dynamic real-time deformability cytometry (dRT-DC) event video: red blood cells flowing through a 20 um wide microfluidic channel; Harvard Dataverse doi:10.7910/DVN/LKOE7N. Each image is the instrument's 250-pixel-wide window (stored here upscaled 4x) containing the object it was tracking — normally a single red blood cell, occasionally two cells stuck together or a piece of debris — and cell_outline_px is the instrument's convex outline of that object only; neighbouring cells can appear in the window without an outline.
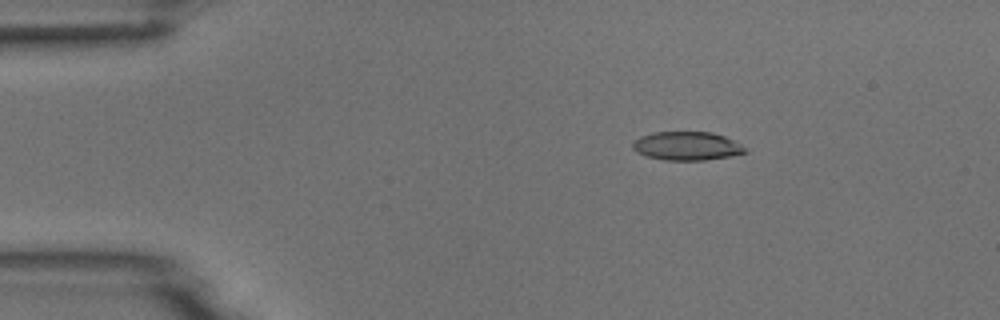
{"species": "common noctule bat (a hibernating species)", "species_latin": "Nyctalus noctula", "temperature_condition": "room temperature", "stored_images_in_passage": 5, "camera_frame_rate_fps": 3000, "um_per_image_px": 0.085, "animal": {"sex": "male", "body_mass_g": 18.8}, "frame": {"image": 1, "passage_image": 3, "time_ms": 2.333, "image_size_px": [1000, 320], "cell_outline_px": [[748, 152], [732, 156], [704, 160], [664, 160], [648, 156], [636, 152], [632, 148], [632, 144], [640, 136], [652, 132], [712, 132], [724, 136], [740, 144]], "centroid_in_image_um": [58.37, 12.41], "position_along_channel_um": 26.6, "area_um2": 18.67}}